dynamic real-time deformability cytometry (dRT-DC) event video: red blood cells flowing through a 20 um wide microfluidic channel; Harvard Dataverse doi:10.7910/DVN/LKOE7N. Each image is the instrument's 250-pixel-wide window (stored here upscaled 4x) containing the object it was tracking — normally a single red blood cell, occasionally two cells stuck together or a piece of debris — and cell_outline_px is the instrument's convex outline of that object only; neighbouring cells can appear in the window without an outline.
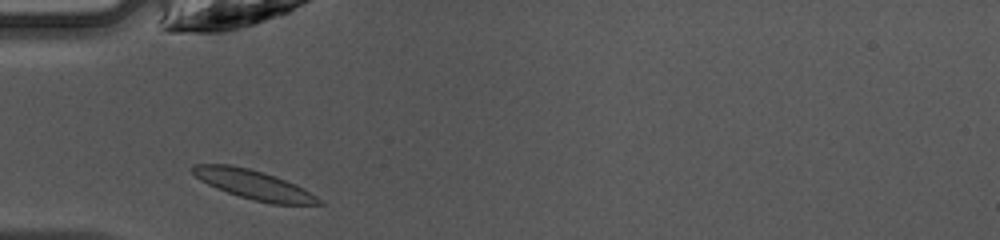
{"species": "common noctule bat (a hibernating species)", "species_latin": "Nyctalus noctula", "temperature_condition": "warm", "stored_images_in_passage": 27, "camera_frame_rate_fps": 3000, "um_per_image_px": 0.085, "animal": {"sex": "female", "body_mass_g": 10.0, "forearm_length_mm": 53.1}, "frame": {"image": 1, "passage_image": 1, "time_ms": 0.0, "image_size_px": [1000, 240], "cell_outline_px": [[324, 204], [272, 204], [252, 200], [216, 188], [200, 180], [188, 168], [192, 164], [228, 164], [248, 168], [264, 172], [276, 176], [296, 184], [316, 196]], "centroid_in_image_um": [21.52, 15.68], "position_along_channel_um": 63.5, "area_um2": 21.44}}
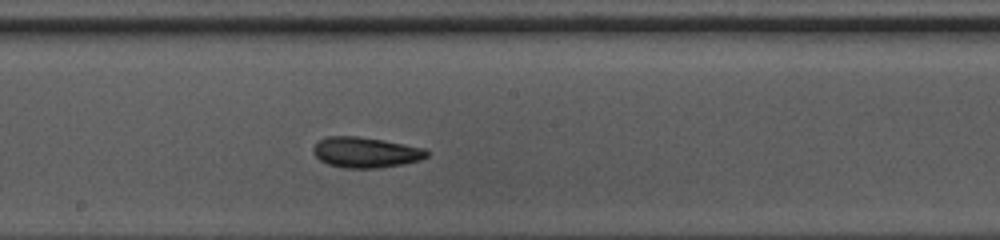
{"frame": {"image": 2, "passage_image": 12, "time_ms": 3.667, "image_size_px": [1000, 240], "cell_outline_px": [[428, 156], [420, 160], [404, 164], [376, 168], [344, 168], [328, 164], [320, 160], [312, 152], [312, 148], [320, 140], [328, 136], [356, 136], [384, 140], [424, 148], [428, 152]], "centroid_in_image_um": [31.08, 12.95], "position_along_channel_um": 217.1, "area_um2": 20.17}}
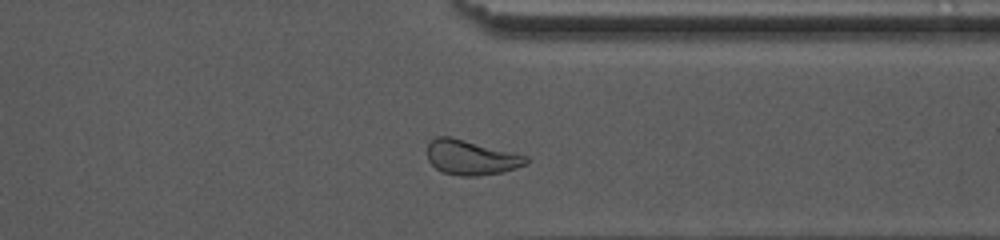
{"frame": {"image": 3, "passage_image": 23, "time_ms": 7.333, "image_size_px": [1000, 240], "cell_outline_px": [[532, 160], [528, 164], [516, 168], [500, 172], [480, 176], [460, 176], [444, 172], [436, 168], [428, 160], [428, 144], [436, 136], [452, 136], [528, 156]], "centroid_in_image_um": [40.08, 13.38], "position_along_channel_um": 371.3, "area_um2": 20.17}, "authors_computed_cell_mechanics": {"area_um2": 20.1722, "velocity_mm_per_s": 4.2258, "shape_relaxation_time_tau1_ms": 3.5229, "shape_relaxation_time_tau2_ms": 3.0017, "deformation_change_tau1": 0.09, "deformation_change_tau2": 0.0664}}